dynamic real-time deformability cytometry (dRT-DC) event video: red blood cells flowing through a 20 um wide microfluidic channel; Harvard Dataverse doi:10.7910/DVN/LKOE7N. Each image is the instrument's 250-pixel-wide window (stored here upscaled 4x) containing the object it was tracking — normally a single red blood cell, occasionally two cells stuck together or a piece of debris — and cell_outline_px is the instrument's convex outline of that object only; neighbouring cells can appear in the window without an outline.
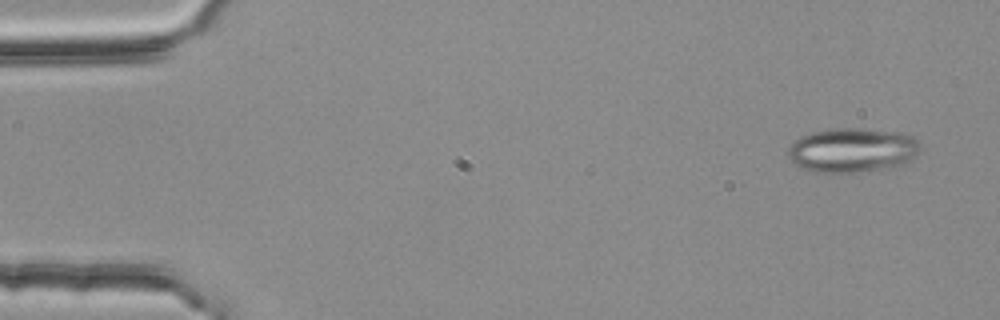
{"species": "common noctule bat (a hibernating species)", "species_latin": "Nyctalus noctula", "temperature_condition": "room temperature", "stored_images_in_passage": 4, "camera_frame_rate_fps": 3000, "um_per_image_px": 0.085, "animal": {"sex": "female", "body_mass_g": 25.1}, "frame": {"image": 1, "passage_image": 1, "time_ms": 0.0, "image_size_px": [1000, 320], "cell_outline_px": [[920, 148], [908, 160], [896, 168], [852, 172], [812, 172], [800, 168], [788, 156], [788, 148], [800, 136], [812, 132], [832, 128], [860, 128], [900, 132], [916, 136], [920, 144]], "centroid_in_image_um": [72.46, 12.75], "position_along_channel_um": 12.5, "area_um2": 34.39}}